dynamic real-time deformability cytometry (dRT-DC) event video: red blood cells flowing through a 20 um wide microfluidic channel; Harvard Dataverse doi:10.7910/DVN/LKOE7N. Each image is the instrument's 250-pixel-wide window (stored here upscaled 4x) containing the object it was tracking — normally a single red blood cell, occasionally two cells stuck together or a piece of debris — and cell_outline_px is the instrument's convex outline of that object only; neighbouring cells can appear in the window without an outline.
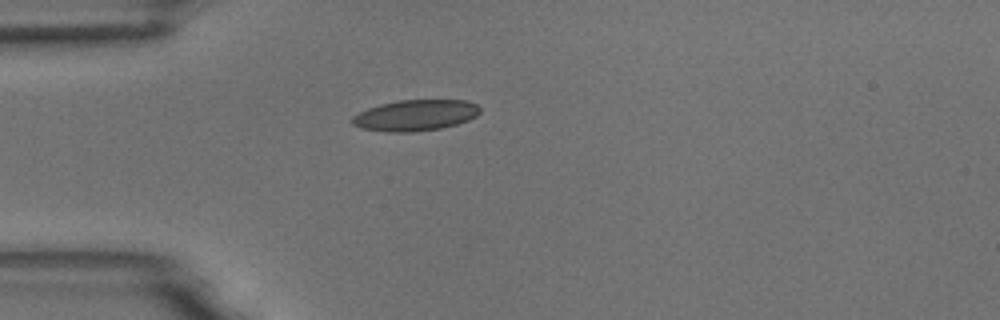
{"species": "common noctule bat (a hibernating species)", "species_latin": "Nyctalus noctula", "temperature_condition": "room temperature", "stored_images_in_passage": 32, "camera_frame_rate_fps": 3000, "um_per_image_px": 0.085, "animal": {"sex": "male", "body_mass_g": 18.8}, "frame": {"image": 1, "passage_image": 1, "time_ms": 0.0, "image_size_px": [1000, 320], "cell_outline_px": [[480, 112], [476, 116], [468, 120], [456, 124], [440, 128], [412, 132], [388, 132], [360, 128], [352, 124], [352, 116], [368, 108], [380, 104], [396, 100], [464, 100], [476, 104], [480, 108]], "centroid_in_image_um": [35.29, 9.8], "position_along_channel_um": 49.7, "area_um2": 23.06}}
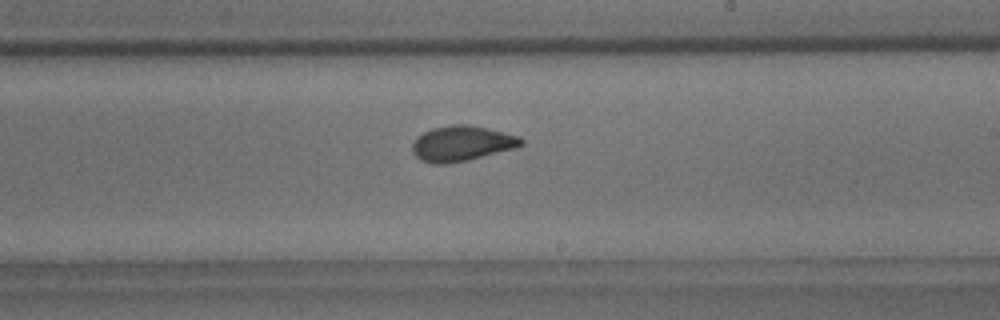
{"frame": {"image": 2, "passage_image": 18, "time_ms": 5.667, "image_size_px": [1000, 320], "cell_outline_px": [[524, 144], [516, 148], [468, 160], [444, 164], [432, 164], [420, 160], [412, 152], [412, 144], [416, 136], [432, 128], [452, 124], [468, 124], [488, 128], [520, 136], [524, 140]], "centroid_in_image_um": [39.25, 12.19], "position_along_channel_um": 249.7, "area_um2": 22.66}}
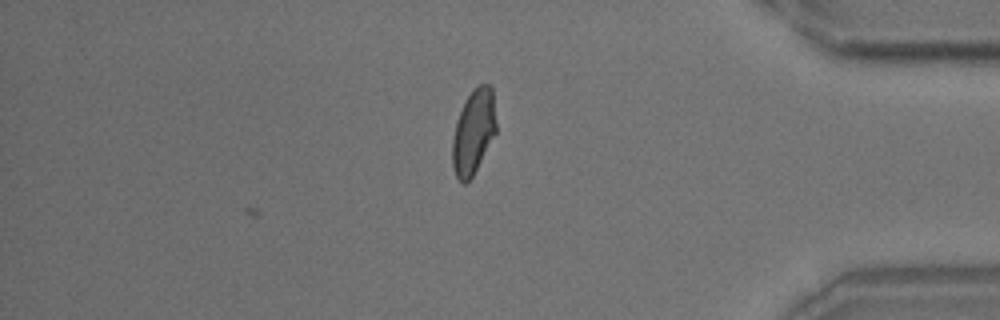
{"frame": {"image": 3, "passage_image": 32, "time_ms": 10.333, "image_size_px": [1000, 320], "cell_outline_px": [[496, 132], [472, 176], [464, 184], [456, 176], [452, 164], [452, 140], [456, 120], [472, 88], [480, 84], [488, 84], [492, 88], [496, 124]], "centroid_in_image_um": [40.24, 11.18], "position_along_channel_um": 395.0, "area_um2": 21.27}, "authors_computed_cell_mechanics": {"area_um2": 21.7617, "velocity_mm_per_s": 3.7202, "shape_relaxation_time_tau1_ms": 5.2595, "shape_relaxation_time_tau2_ms": 1.2548, "deformation_change_tau1": 0.144, "deformation_change_tau2": 0.0732}}